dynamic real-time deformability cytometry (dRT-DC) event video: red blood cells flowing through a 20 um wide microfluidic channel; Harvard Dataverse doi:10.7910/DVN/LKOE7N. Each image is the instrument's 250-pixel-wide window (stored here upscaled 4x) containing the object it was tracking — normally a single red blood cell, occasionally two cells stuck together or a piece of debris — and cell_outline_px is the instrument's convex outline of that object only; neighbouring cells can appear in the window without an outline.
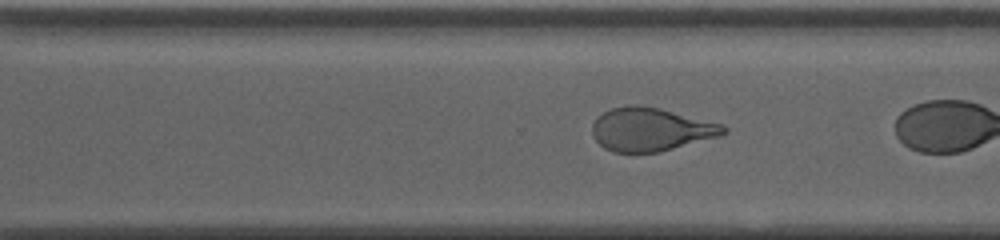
{"species": "human", "species_latin": "Homo sapiens", "temperature_condition": "cold", "stored_images_in_passage": 35, "camera_frame_rate_fps": 3000, "um_per_image_px": 0.085, "donor": {"sex": "male"}, "frame": {"image": 1, "passage_image": 30, "time_ms": 9.667, "image_size_px": [1000, 240], "cell_outline_px": [[728, 132], [720, 136], [660, 152], [612, 152], [604, 148], [592, 136], [592, 124], [604, 112], [612, 108], [628, 104], [636, 104], [660, 108], [720, 124], [728, 128]], "centroid_in_image_um": [55.3, 11.0], "position_along_channel_um": 315.3, "area_um2": 33.06}}